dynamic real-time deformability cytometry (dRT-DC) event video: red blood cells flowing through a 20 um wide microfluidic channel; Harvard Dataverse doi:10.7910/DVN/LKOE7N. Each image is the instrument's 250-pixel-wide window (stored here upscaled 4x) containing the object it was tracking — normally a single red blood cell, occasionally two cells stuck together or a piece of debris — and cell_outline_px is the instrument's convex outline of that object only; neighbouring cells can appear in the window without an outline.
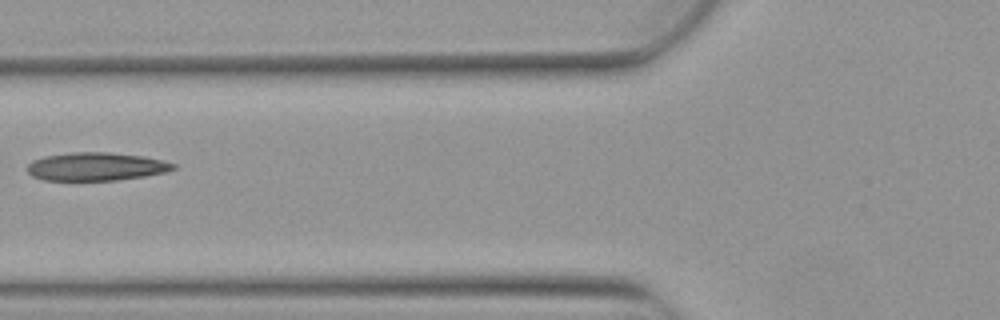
{"species": "Egyptian fruit bat (a non-hibernating species)", "species_latin": "Rousettus aegyptiacus", "temperature_condition": "warm", "stored_images_in_passage": 3, "camera_frame_rate_fps": 3000, "um_per_image_px": 0.085, "animal": {"sex": "female"}, "frame": {"image": 1, "passage_image": 3, "time_ms": 0.667, "image_size_px": [1000, 320], "cell_outline_px": [[176, 168], [164, 172], [144, 176], [116, 180], [44, 180], [32, 176], [28, 172], [28, 164], [32, 160], [44, 156], [72, 152], [108, 152], [144, 156], [176, 164]], "centroid_in_image_um": [8.14, 14.15], "position_along_channel_um": 117.7, "area_um2": 23.87}}